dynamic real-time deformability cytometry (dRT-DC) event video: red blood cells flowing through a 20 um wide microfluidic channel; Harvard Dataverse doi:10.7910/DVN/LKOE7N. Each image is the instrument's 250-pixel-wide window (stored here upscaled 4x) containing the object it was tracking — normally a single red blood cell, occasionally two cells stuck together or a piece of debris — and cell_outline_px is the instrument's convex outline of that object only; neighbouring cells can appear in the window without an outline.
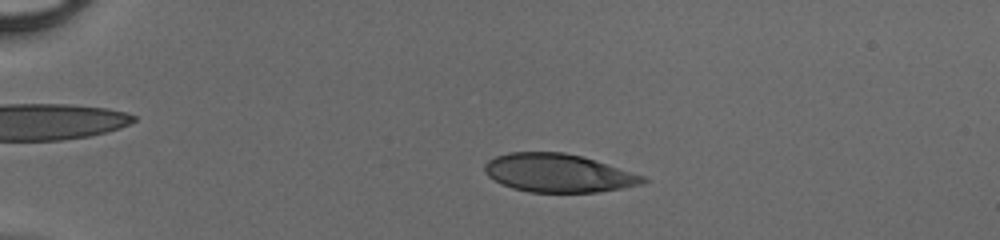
{"species": "human", "species_latin": "Homo sapiens", "temperature_condition": "cold", "stored_images_in_passage": 49, "camera_frame_rate_fps": 3000, "um_per_image_px": 0.085, "donor": {"sex": "male"}, "frame": {"image": 1, "passage_image": 12, "time_ms": 3.667, "image_size_px": [1000, 240], "cell_outline_px": [[648, 180], [644, 184], [596, 192], [528, 192], [512, 188], [488, 176], [484, 172], [484, 164], [488, 160], [496, 156], [508, 152], [564, 152], [584, 156], [644, 176]], "centroid_in_image_um": [47.45, 14.7], "position_along_channel_um": 37.6, "area_um2": 35.32}}
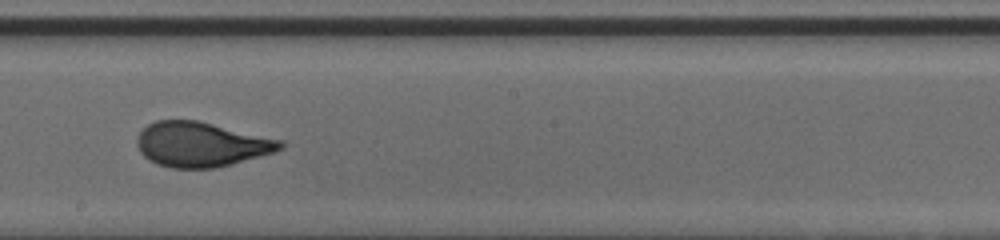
{"frame": {"image": 2, "passage_image": 30, "time_ms": 9.667, "image_size_px": [1000, 240], "cell_outline_px": [[288, 144], [284, 148], [272, 152], [232, 164], [216, 168], [172, 168], [156, 164], [148, 160], [140, 152], [136, 144], [136, 140], [140, 132], [148, 124], [156, 120], [196, 120], [284, 140]], "centroid_in_image_um": [17.11, 12.27], "position_along_channel_um": 231.1, "area_um2": 37.51}}
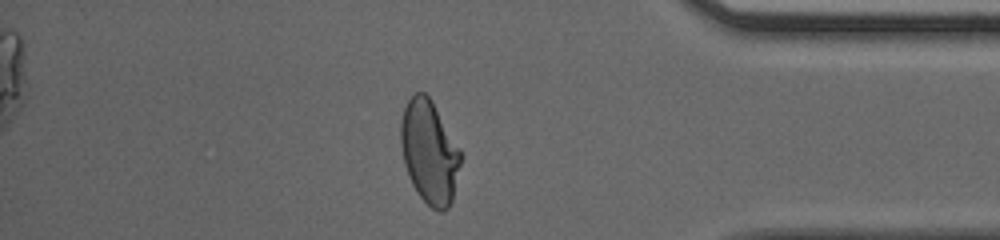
{"frame": {"image": 3, "passage_image": 43, "time_ms": 14.0, "image_size_px": [1000, 240], "cell_outline_px": [[464, 156], [452, 200], [448, 208], [444, 212], [440, 212], [432, 208], [416, 192], [408, 176], [404, 164], [400, 144], [400, 120], [404, 108], [408, 100], [416, 92], [424, 92], [432, 100], [460, 148]], "centroid_in_image_um": [36.51, 12.93], "position_along_channel_um": 398.7, "area_um2": 36.59}}